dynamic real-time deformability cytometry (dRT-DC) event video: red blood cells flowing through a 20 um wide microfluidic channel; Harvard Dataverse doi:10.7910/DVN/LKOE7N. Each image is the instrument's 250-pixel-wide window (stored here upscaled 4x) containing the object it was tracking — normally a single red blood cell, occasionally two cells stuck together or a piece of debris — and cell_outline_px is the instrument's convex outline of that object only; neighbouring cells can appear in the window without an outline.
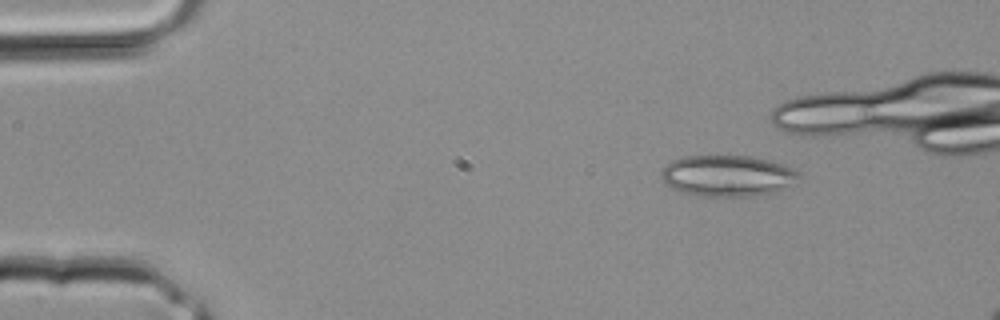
{"species": "common noctule bat (a hibernating species)", "species_latin": "Nyctalus noctula", "temperature_condition": "room temperature", "stored_images_in_passage": 3, "camera_frame_rate_fps": 3000, "um_per_image_px": 0.085, "animal": {"sex": "male", "body_mass_g": 20.4}, "frame": {"image": 1, "passage_image": 3, "time_ms": 0.667, "image_size_px": [1000, 320], "cell_outline_px": [[800, 176], [784, 188], [772, 192], [752, 196], [700, 196], [684, 192], [668, 184], [660, 176], [660, 168], [672, 160], [684, 156], [748, 156], [768, 160], [784, 164], [800, 172]], "centroid_in_image_um": [61.82, 14.92], "position_along_channel_um": 23.2, "area_um2": 32.71}}